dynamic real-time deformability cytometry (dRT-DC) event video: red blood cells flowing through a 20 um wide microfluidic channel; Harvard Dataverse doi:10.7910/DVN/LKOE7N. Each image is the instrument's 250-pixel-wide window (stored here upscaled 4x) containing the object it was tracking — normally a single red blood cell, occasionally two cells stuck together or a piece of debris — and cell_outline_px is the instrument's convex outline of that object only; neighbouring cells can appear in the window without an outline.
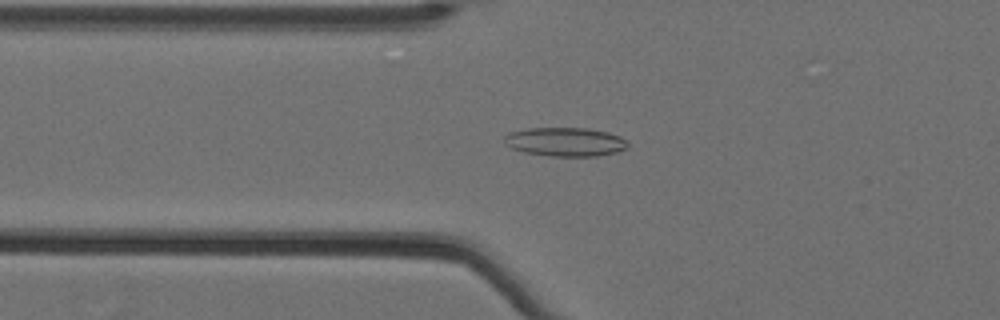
{"species": "Egyptian fruit bat (a non-hibernating species)", "species_latin": "Rousettus aegyptiacus", "temperature_condition": "cold", "stored_images_in_passage": 39, "camera_frame_rate_fps": 3000, "um_per_image_px": 0.085, "animal": {"sex": "female"}, "frame": {"image": 1, "passage_image": 3, "time_ms": 0.667, "image_size_px": [1000, 320], "cell_outline_px": [[628, 148], [616, 152], [596, 156], [552, 156], [524, 152], [512, 148], [504, 140], [504, 136], [508, 132], [528, 128], [588, 128], [608, 132], [620, 136], [628, 140]], "centroid_in_image_um": [48.08, 12.05], "position_along_channel_um": 77.7, "area_um2": 20.81}}
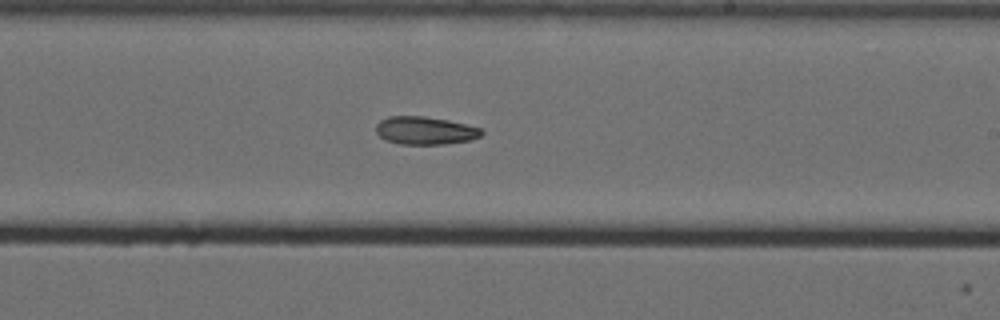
{"frame": {"image": 2, "passage_image": 18, "time_ms": 5.667, "image_size_px": [1000, 320], "cell_outline_px": [[484, 132], [480, 136], [468, 140], [444, 144], [400, 144], [384, 140], [376, 132], [376, 124], [380, 120], [388, 116], [424, 116], [448, 120], [480, 128]], "centroid_in_image_um": [36.08, 11.09], "position_along_channel_um": 252.9, "area_um2": 17.11}}
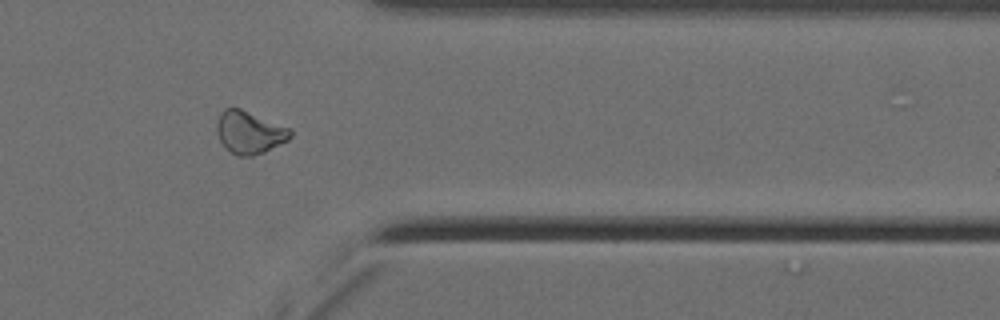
{"frame": {"image": 3, "passage_image": 30, "time_ms": 9.667, "image_size_px": [1000, 320], "cell_outline_px": [[292, 136], [288, 140], [264, 152], [252, 156], [236, 156], [220, 140], [216, 132], [216, 124], [220, 112], [224, 108], [240, 108], [292, 128]], "centroid_in_image_um": [21.22, 11.23], "position_along_channel_um": 390.2, "area_um2": 18.32}}